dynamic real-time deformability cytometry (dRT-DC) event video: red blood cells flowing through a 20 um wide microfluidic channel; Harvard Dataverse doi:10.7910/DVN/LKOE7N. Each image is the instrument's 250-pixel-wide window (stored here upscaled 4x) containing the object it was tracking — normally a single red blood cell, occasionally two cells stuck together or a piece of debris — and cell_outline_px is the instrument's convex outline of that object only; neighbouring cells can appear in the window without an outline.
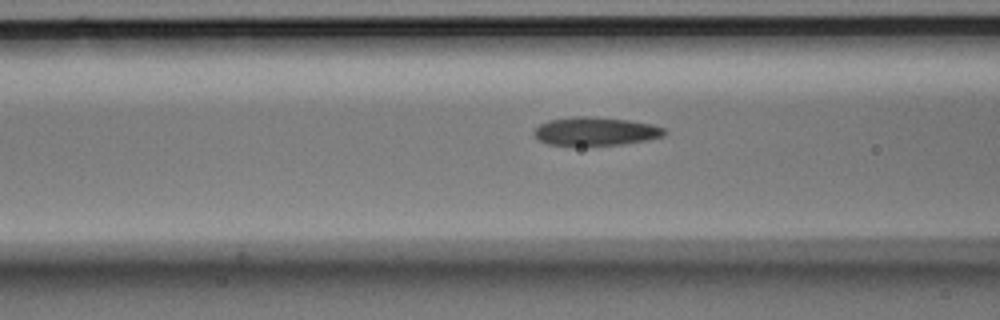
{"species": "Egyptian fruit bat (a non-hibernating species)", "species_latin": "Rousettus aegyptiacus", "temperature_condition": "room temperature", "stored_images_in_passage": 21, "camera_frame_rate_fps": 3000, "um_per_image_px": 0.085, "animal": {"sex": "male"}, "frame": {"image": 1, "passage_image": 15, "time_ms": 4.667, "image_size_px": [1000, 320], "cell_outline_px": [[668, 132], [664, 136], [644, 140], [620, 144], [548, 144], [540, 140], [532, 132], [540, 124], [548, 120], [576, 116], [584, 116], [628, 120], [652, 124], [664, 128]], "centroid_in_image_um": [50.64, 11.14], "position_along_channel_um": 116.0, "area_um2": 21.04}}
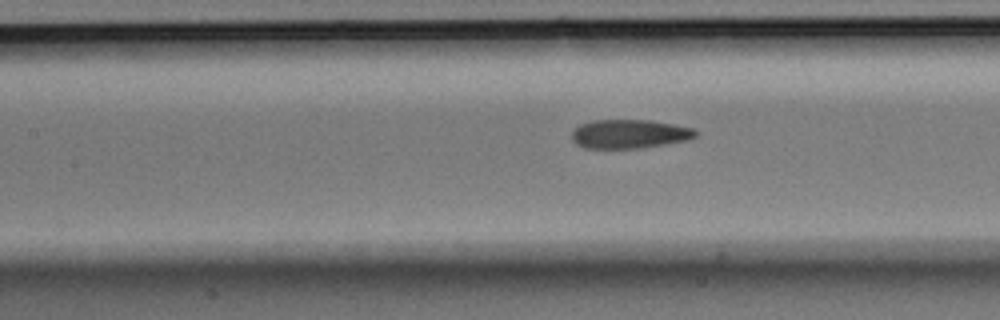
{"frame": {"image": 2, "passage_image": 18, "time_ms": 5.667, "image_size_px": [1000, 320], "cell_outline_px": [[696, 136], [688, 140], [640, 148], [584, 148], [576, 144], [572, 140], [572, 132], [580, 124], [592, 120], [652, 120], [692, 128], [696, 132]], "centroid_in_image_um": [53.47, 11.38], "position_along_channel_um": 153.9, "area_um2": 20.75}}